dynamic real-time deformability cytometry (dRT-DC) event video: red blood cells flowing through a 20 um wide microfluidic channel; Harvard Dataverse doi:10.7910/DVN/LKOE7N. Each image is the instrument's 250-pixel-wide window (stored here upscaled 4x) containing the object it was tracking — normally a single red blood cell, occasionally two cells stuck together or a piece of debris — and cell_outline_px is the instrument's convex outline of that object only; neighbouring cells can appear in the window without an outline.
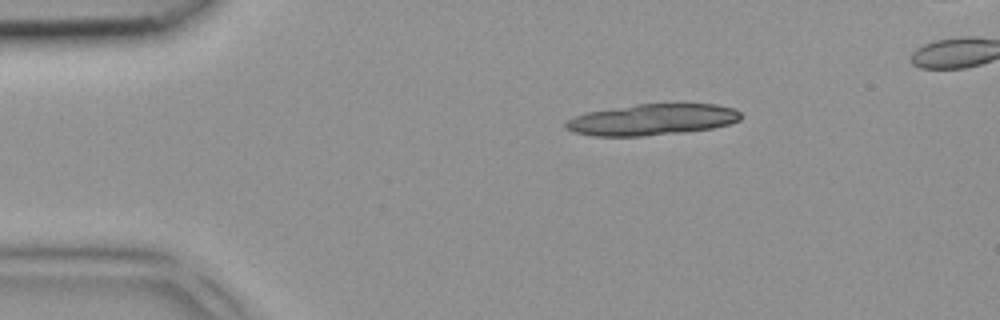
{"species": "common noctule bat (a hibernating species)", "species_latin": "Nyctalus noctula", "temperature_condition": "room temperature", "stored_images_in_passage": 4, "camera_frame_rate_fps": 3000, "um_per_image_px": 0.085, "animal": {"sex": "female", "body_mass_g": 18.4}, "frame": {"image": 1, "passage_image": 1, "time_ms": 0.0, "image_size_px": [1000, 320], "cell_outline_px": [[740, 120], [728, 124], [712, 128], [684, 132], [640, 136], [592, 136], [572, 132], [564, 128], [564, 124], [572, 116], [584, 112], [636, 104], [716, 104], [732, 108], [740, 112]], "centroid_in_image_um": [55.35, 10.17], "position_along_channel_um": 29.6, "area_um2": 31.96}}